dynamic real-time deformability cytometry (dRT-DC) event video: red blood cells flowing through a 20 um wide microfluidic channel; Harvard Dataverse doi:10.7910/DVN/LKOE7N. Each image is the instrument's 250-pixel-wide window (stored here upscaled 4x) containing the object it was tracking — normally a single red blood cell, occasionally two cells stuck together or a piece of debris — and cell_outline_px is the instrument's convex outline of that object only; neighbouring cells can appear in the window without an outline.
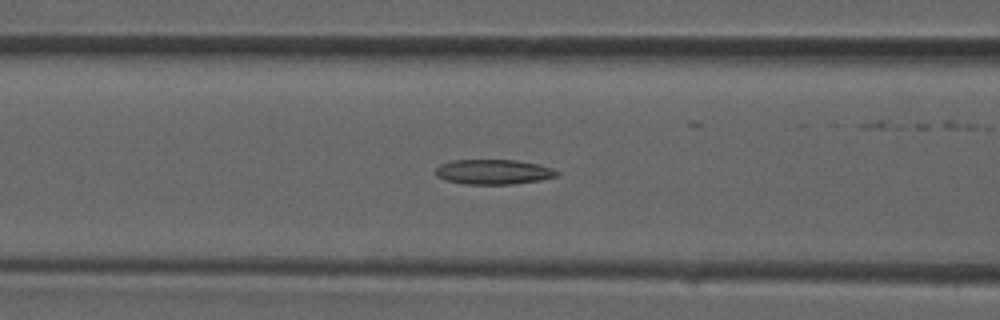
{"species": "common noctule bat (a hibernating species)", "species_latin": "Nyctalus noctula", "temperature_condition": "room temperature", "stored_images_in_passage": 23, "camera_frame_rate_fps": 3000, "um_per_image_px": 0.085, "animal": {"sex": "male", "forearm_length_mm": 52.5}, "frame": {"image": 1, "passage_image": 4, "time_ms": 1.0, "image_size_px": [1000, 320], "cell_outline_px": [[560, 172], [556, 176], [540, 180], [512, 184], [464, 184], [448, 180], [436, 176], [432, 172], [440, 164], [452, 160], [516, 160], [540, 164], [552, 168]], "centroid_in_image_um": [41.92, 14.6], "position_along_channel_um": 124.7, "area_um2": 17.69}}
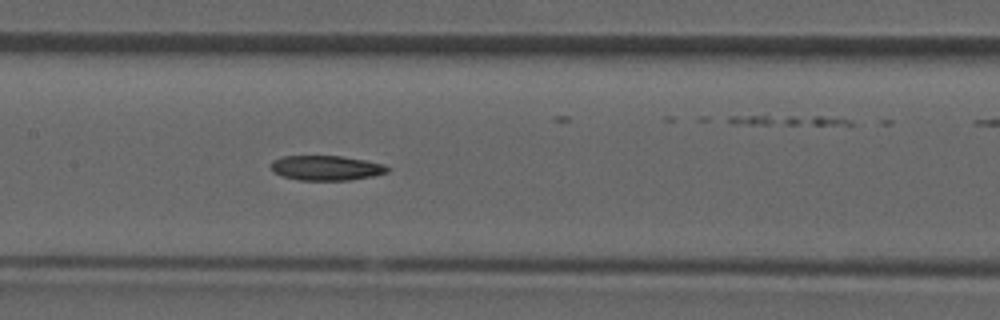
{"frame": {"image": 2, "passage_image": 7, "time_ms": 2.0, "image_size_px": [1000, 320], "cell_outline_px": [[388, 172], [372, 176], [348, 180], [300, 180], [284, 176], [272, 172], [272, 160], [284, 156], [344, 156], [384, 164], [388, 168]], "centroid_in_image_um": [27.72, 14.27], "position_along_channel_um": 179.7, "area_um2": 16.7}}
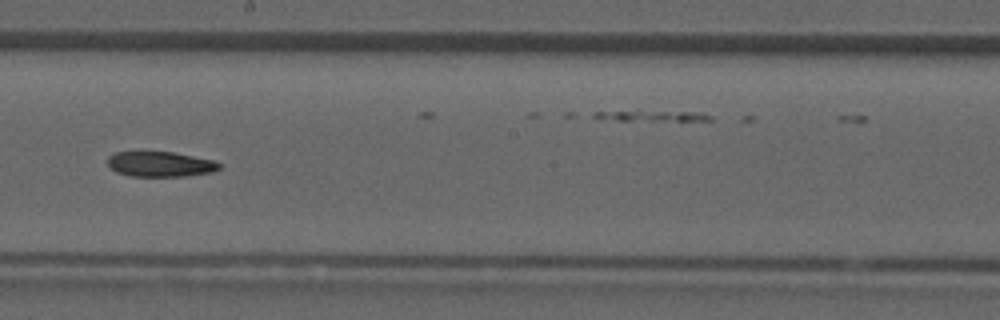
{"frame": {"image": 3, "passage_image": 10, "time_ms": 3.0, "image_size_px": [1000, 320], "cell_outline_px": [[220, 168], [212, 172], [184, 176], [128, 176], [116, 172], [108, 164], [108, 156], [116, 152], [172, 152], [216, 160], [220, 164]], "centroid_in_image_um": [13.63, 13.95], "position_along_channel_um": 234.6, "area_um2": 16.36}}